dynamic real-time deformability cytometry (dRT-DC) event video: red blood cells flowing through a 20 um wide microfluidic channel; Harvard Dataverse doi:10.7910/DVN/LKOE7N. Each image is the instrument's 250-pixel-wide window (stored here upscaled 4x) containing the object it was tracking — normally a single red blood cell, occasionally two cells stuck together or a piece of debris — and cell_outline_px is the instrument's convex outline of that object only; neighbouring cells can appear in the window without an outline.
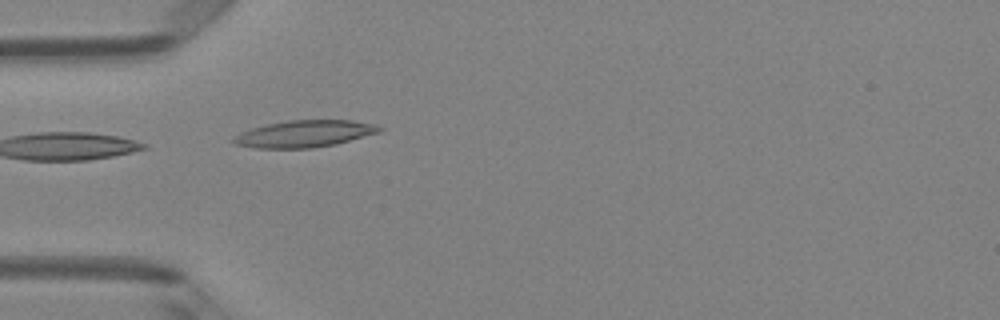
{"species": "Egyptian fruit bat (a non-hibernating species)", "species_latin": "Rousettus aegyptiacus", "temperature_condition": "room temperature", "stored_images_in_passage": 5, "camera_frame_rate_fps": 3000, "um_per_image_px": 0.085, "animal": {"sex": "female"}, "frame": {"image": 1, "passage_image": 5, "time_ms": 1.333, "image_size_px": [1000, 320], "cell_outline_px": [[384, 128], [380, 132], [336, 144], [312, 148], [256, 148], [236, 144], [232, 140], [232, 136], [240, 132], [252, 128], [268, 124], [288, 120], [352, 120], [376, 124]], "centroid_in_image_um": [25.9, 11.37], "position_along_channel_um": 59.1, "area_um2": 22.89}}